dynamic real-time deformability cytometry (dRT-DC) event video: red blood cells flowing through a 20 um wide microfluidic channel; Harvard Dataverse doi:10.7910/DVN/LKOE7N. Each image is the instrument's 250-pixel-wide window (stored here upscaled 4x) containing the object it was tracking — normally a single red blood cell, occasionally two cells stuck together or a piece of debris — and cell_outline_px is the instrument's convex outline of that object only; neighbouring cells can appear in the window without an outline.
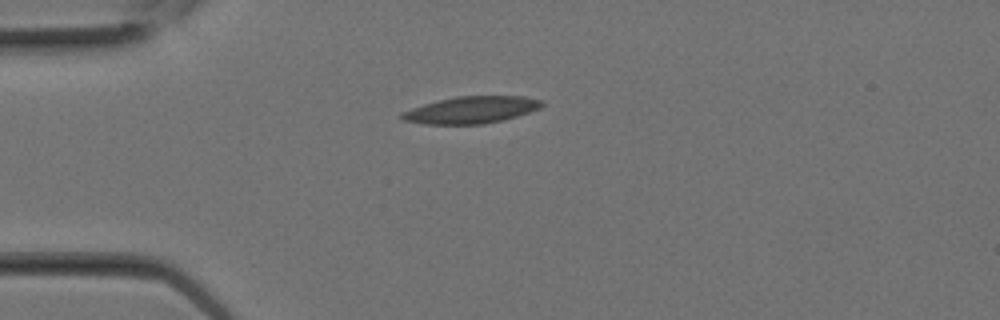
{"species": "Egyptian fruit bat (a non-hibernating species)", "species_latin": "Rousettus aegyptiacus", "temperature_condition": "room temperature", "stored_images_in_passage": 7, "camera_frame_rate_fps": 3000, "um_per_image_px": 0.085, "animal": {"sex": "female"}, "frame": {"image": 1, "passage_image": 1, "time_ms": 0.0, "image_size_px": [1000, 320], "cell_outline_px": [[544, 104], [540, 108], [504, 120], [484, 124], [424, 124], [404, 120], [400, 116], [400, 112], [424, 104], [456, 96], [524, 96], [544, 100]], "centroid_in_image_um": [40.08, 9.34], "position_along_channel_um": 44.9, "area_um2": 21.96}}
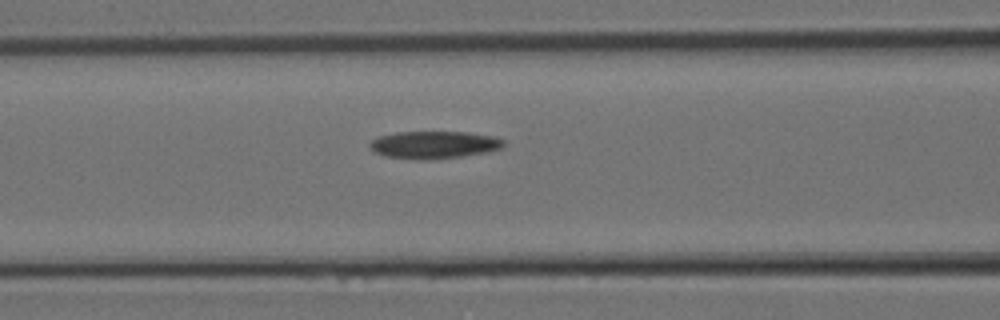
{"frame": {"image": 2, "passage_image": 5, "time_ms": 1.333, "image_size_px": [1000, 320], "cell_outline_px": [[504, 148], [488, 152], [464, 156], [428, 160], [420, 160], [384, 156], [376, 152], [368, 144], [372, 140], [380, 136], [396, 132], [464, 132], [492, 136], [504, 140]], "centroid_in_image_um": [36.92, 12.32], "position_along_channel_um": 129.7, "area_um2": 21.44}}
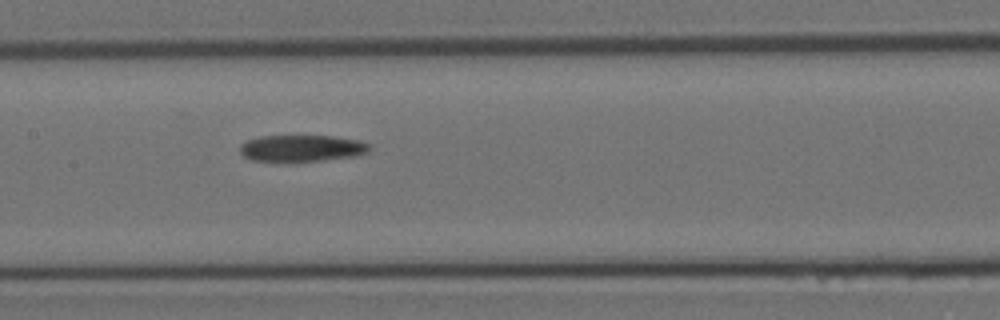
{"frame": {"image": 3, "passage_image": 7, "time_ms": 2.0, "image_size_px": [1000, 320], "cell_outline_px": [[372, 148], [368, 152], [356, 156], [296, 164], [276, 164], [252, 160], [244, 156], [240, 152], [240, 144], [248, 140], [260, 136], [332, 136], [356, 140], [368, 144]], "centroid_in_image_um": [25.59, 12.66], "position_along_channel_um": 181.8, "area_um2": 21.04}}